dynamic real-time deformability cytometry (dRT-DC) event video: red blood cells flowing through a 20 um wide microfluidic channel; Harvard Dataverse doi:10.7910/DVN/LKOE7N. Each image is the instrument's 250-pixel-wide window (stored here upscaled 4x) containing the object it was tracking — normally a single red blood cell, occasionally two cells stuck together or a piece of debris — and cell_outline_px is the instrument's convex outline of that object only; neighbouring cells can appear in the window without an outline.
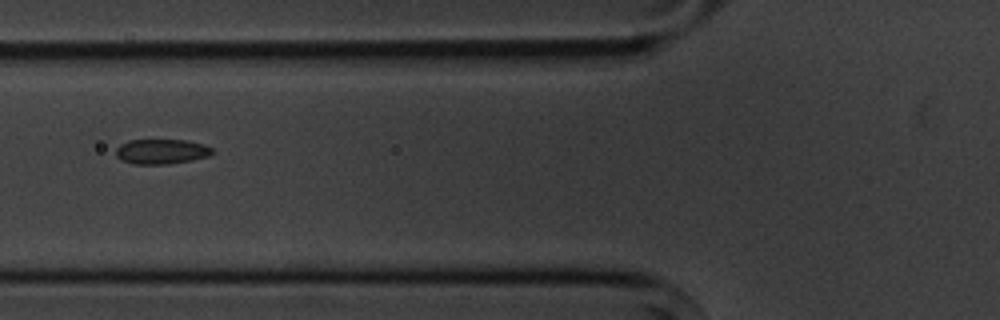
{"species": "common noctule bat (a hibernating species)", "species_latin": "Nyctalus noctula", "temperature_condition": "cold", "stored_images_in_passage": 3, "camera_frame_rate_fps": 3000, "um_per_image_px": 0.085, "animal": {"sex": "male", "body_mass_g": 20.1, "forearm_length_mm": 53.5}, "frame": {"image": 1, "passage_image": 2, "time_ms": 1.0, "image_size_px": [1000, 320], "cell_outline_px": [[212, 152], [208, 156], [192, 160], [168, 164], [132, 164], [120, 160], [116, 156], [116, 148], [120, 144], [128, 140], [188, 140], [204, 144], [212, 148]], "centroid_in_image_um": [13.69, 12.88], "position_along_channel_um": 112.1, "area_um2": 14.1}}
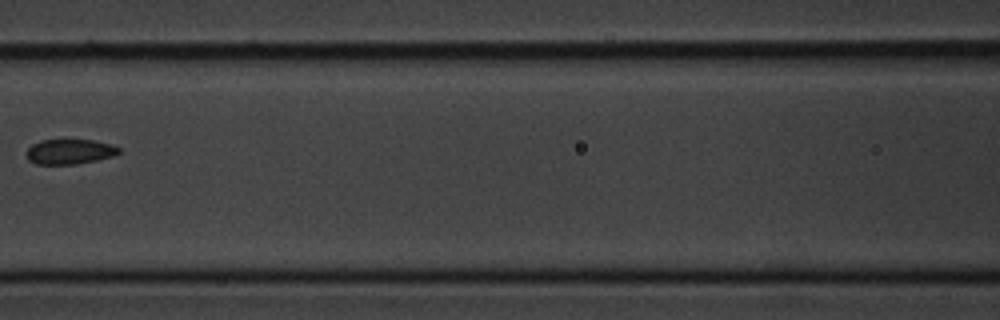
{"frame": {"image": 2, "passage_image": 3, "time_ms": 2.333, "image_size_px": [1000, 320], "cell_outline_px": [[120, 152], [116, 156], [76, 164], [36, 164], [28, 160], [28, 148], [32, 144], [40, 140], [64, 136], [92, 140], [112, 144], [120, 148]], "centroid_in_image_um": [5.94, 12.83], "position_along_channel_um": 160.7, "area_um2": 14.22}}